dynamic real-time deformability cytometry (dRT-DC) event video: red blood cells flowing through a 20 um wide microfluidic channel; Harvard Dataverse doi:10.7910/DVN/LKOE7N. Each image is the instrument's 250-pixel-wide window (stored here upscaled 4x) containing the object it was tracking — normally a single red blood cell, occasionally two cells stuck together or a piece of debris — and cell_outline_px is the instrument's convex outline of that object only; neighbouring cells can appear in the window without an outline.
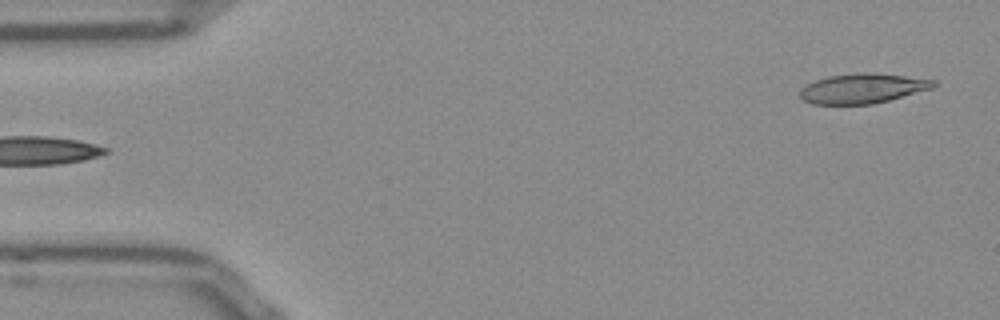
{"species": "Egyptian fruit bat (a non-hibernating species)", "species_latin": "Rousettus aegyptiacus", "temperature_condition": "room temperature", "stored_images_in_passage": 50, "camera_frame_rate_fps": 3000, "um_per_image_px": 0.085, "frame": {"image": 1, "passage_image": 1, "time_ms": 0.0, "image_size_px": [1000, 320], "cell_outline_px": [[936, 84], [932, 88], [888, 100], [872, 104], [812, 104], [804, 100], [800, 96], [800, 88], [816, 80], [828, 76], [860, 72], [872, 72], [936, 80]], "centroid_in_image_um": [73.3, 7.51], "position_along_channel_um": 11.7, "area_um2": 23.0}}
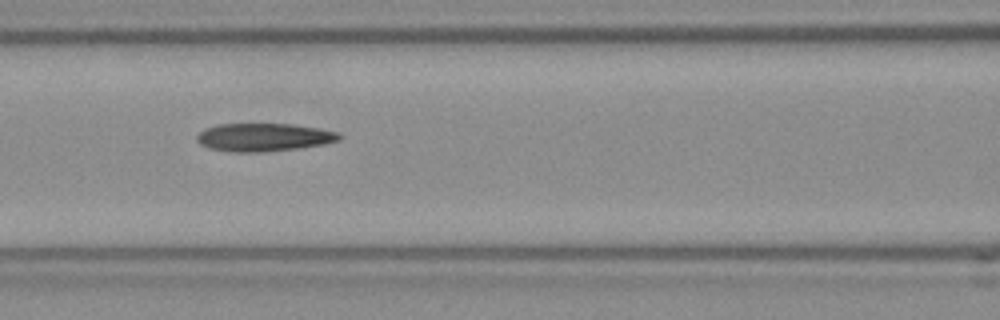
{"frame": {"image": 2, "passage_image": 20, "time_ms": 6.333, "image_size_px": [1000, 320], "cell_outline_px": [[344, 136], [340, 140], [324, 144], [296, 148], [260, 152], [232, 152], [208, 148], [200, 144], [196, 140], [196, 136], [204, 128], [216, 124], [292, 124], [320, 128], [336, 132]], "centroid_in_image_um": [22.4, 11.66], "position_along_channel_um": 144.2, "area_um2": 23.35}}
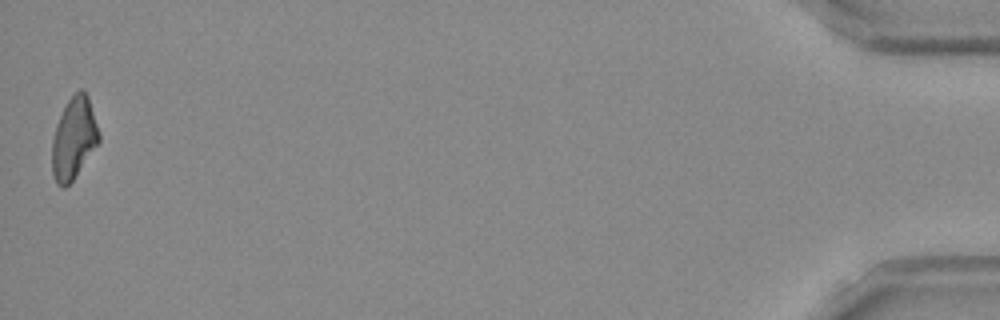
{"frame": {"image": 3, "passage_image": 50, "time_ms": 16.333, "image_size_px": [1000, 320], "cell_outline_px": [[100, 140], [72, 180], [64, 188], [60, 188], [56, 184], [52, 172], [52, 140], [56, 124], [68, 100], [80, 88], [84, 88], [88, 96], [100, 136]], "centroid_in_image_um": [6.25, 11.75], "position_along_channel_um": 428.9, "area_um2": 22.02}, "authors_computed_cell_mechanics": {"area_um2": 23.0333, "velocity_mm_per_s": 3.8512, "shape_relaxation_time_tau1_ms": null, "shape_relaxation_time_tau2_ms": 6.3457, "deformation_change_tau1": null, "deformation_change_tau2": 0.1769}}